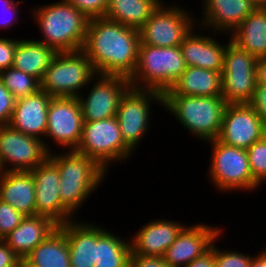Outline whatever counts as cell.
<instances>
[{
    "instance_id": "6da1fadb",
    "label": "cell",
    "mask_w": 266,
    "mask_h": 267,
    "mask_svg": "<svg viewBox=\"0 0 266 267\" xmlns=\"http://www.w3.org/2000/svg\"><path fill=\"white\" fill-rule=\"evenodd\" d=\"M139 30L105 17L91 18L82 51L101 75L130 78L138 62Z\"/></svg>"
},
{
    "instance_id": "7a4b0ae2",
    "label": "cell",
    "mask_w": 266,
    "mask_h": 267,
    "mask_svg": "<svg viewBox=\"0 0 266 267\" xmlns=\"http://www.w3.org/2000/svg\"><path fill=\"white\" fill-rule=\"evenodd\" d=\"M30 13L41 31V39L37 41L46 44L56 53L83 49L90 19L73 5L59 0L32 7Z\"/></svg>"
},
{
    "instance_id": "3957f363",
    "label": "cell",
    "mask_w": 266,
    "mask_h": 267,
    "mask_svg": "<svg viewBox=\"0 0 266 267\" xmlns=\"http://www.w3.org/2000/svg\"><path fill=\"white\" fill-rule=\"evenodd\" d=\"M56 151L49 153L48 158L58 168L61 203L73 216H78L76 212L102 185L108 172L95 160L76 150L58 151V154Z\"/></svg>"
},
{
    "instance_id": "277c9868",
    "label": "cell",
    "mask_w": 266,
    "mask_h": 267,
    "mask_svg": "<svg viewBox=\"0 0 266 267\" xmlns=\"http://www.w3.org/2000/svg\"><path fill=\"white\" fill-rule=\"evenodd\" d=\"M226 106L222 96L163 95V109L204 143L217 139Z\"/></svg>"
},
{
    "instance_id": "5b68a950",
    "label": "cell",
    "mask_w": 266,
    "mask_h": 267,
    "mask_svg": "<svg viewBox=\"0 0 266 267\" xmlns=\"http://www.w3.org/2000/svg\"><path fill=\"white\" fill-rule=\"evenodd\" d=\"M186 68L180 45L155 47L139 44L137 66L129 81L133 88L164 94Z\"/></svg>"
},
{
    "instance_id": "8992f818",
    "label": "cell",
    "mask_w": 266,
    "mask_h": 267,
    "mask_svg": "<svg viewBox=\"0 0 266 267\" xmlns=\"http://www.w3.org/2000/svg\"><path fill=\"white\" fill-rule=\"evenodd\" d=\"M205 143L211 147L207 176L216 191L229 194L237 193V190L255 191L262 187L253 179L246 149L226 145L217 139Z\"/></svg>"
},
{
    "instance_id": "52a82bcc",
    "label": "cell",
    "mask_w": 266,
    "mask_h": 267,
    "mask_svg": "<svg viewBox=\"0 0 266 267\" xmlns=\"http://www.w3.org/2000/svg\"><path fill=\"white\" fill-rule=\"evenodd\" d=\"M96 75L82 50L56 53L40 81V89L52 97H78L90 88L88 84Z\"/></svg>"
},
{
    "instance_id": "ba28073f",
    "label": "cell",
    "mask_w": 266,
    "mask_h": 267,
    "mask_svg": "<svg viewBox=\"0 0 266 267\" xmlns=\"http://www.w3.org/2000/svg\"><path fill=\"white\" fill-rule=\"evenodd\" d=\"M76 151L95 160L107 172L114 163L130 159L134 152L124 142L116 116L84 122Z\"/></svg>"
},
{
    "instance_id": "9c48e42d",
    "label": "cell",
    "mask_w": 266,
    "mask_h": 267,
    "mask_svg": "<svg viewBox=\"0 0 266 267\" xmlns=\"http://www.w3.org/2000/svg\"><path fill=\"white\" fill-rule=\"evenodd\" d=\"M153 102L163 108V94L155 90L133 87H130L120 100L116 118L124 142L134 152L150 131Z\"/></svg>"
},
{
    "instance_id": "30bf717a",
    "label": "cell",
    "mask_w": 266,
    "mask_h": 267,
    "mask_svg": "<svg viewBox=\"0 0 266 267\" xmlns=\"http://www.w3.org/2000/svg\"><path fill=\"white\" fill-rule=\"evenodd\" d=\"M165 3L164 1L139 29L140 44L155 47L179 46L197 26L198 18L193 16L192 11L177 3Z\"/></svg>"
},
{
    "instance_id": "8fae6325",
    "label": "cell",
    "mask_w": 266,
    "mask_h": 267,
    "mask_svg": "<svg viewBox=\"0 0 266 267\" xmlns=\"http://www.w3.org/2000/svg\"><path fill=\"white\" fill-rule=\"evenodd\" d=\"M227 39L221 71V96L227 104L249 103L257 84V57L240 49L230 36Z\"/></svg>"
},
{
    "instance_id": "7c38bea8",
    "label": "cell",
    "mask_w": 266,
    "mask_h": 267,
    "mask_svg": "<svg viewBox=\"0 0 266 267\" xmlns=\"http://www.w3.org/2000/svg\"><path fill=\"white\" fill-rule=\"evenodd\" d=\"M83 116L77 97H52L47 114V130L44 145L49 153L52 148L48 139L66 150H76L83 130Z\"/></svg>"
},
{
    "instance_id": "4fadbf2b",
    "label": "cell",
    "mask_w": 266,
    "mask_h": 267,
    "mask_svg": "<svg viewBox=\"0 0 266 267\" xmlns=\"http://www.w3.org/2000/svg\"><path fill=\"white\" fill-rule=\"evenodd\" d=\"M88 85L91 87L88 95L84 93L77 97L84 122L116 116L122 96L131 87L129 78L101 74H97Z\"/></svg>"
},
{
    "instance_id": "5bb4252c",
    "label": "cell",
    "mask_w": 266,
    "mask_h": 267,
    "mask_svg": "<svg viewBox=\"0 0 266 267\" xmlns=\"http://www.w3.org/2000/svg\"><path fill=\"white\" fill-rule=\"evenodd\" d=\"M49 156L44 142L9 125L0 126V164L4 172L32 171Z\"/></svg>"
},
{
    "instance_id": "9a60e30c",
    "label": "cell",
    "mask_w": 266,
    "mask_h": 267,
    "mask_svg": "<svg viewBox=\"0 0 266 267\" xmlns=\"http://www.w3.org/2000/svg\"><path fill=\"white\" fill-rule=\"evenodd\" d=\"M266 135V124L249 103L227 104L217 140L248 149Z\"/></svg>"
},
{
    "instance_id": "2e32d148",
    "label": "cell",
    "mask_w": 266,
    "mask_h": 267,
    "mask_svg": "<svg viewBox=\"0 0 266 267\" xmlns=\"http://www.w3.org/2000/svg\"><path fill=\"white\" fill-rule=\"evenodd\" d=\"M34 179L36 215L51 219L58 226L74 217L61 203L60 175L57 166L47 158L32 171Z\"/></svg>"
},
{
    "instance_id": "e0dca14e",
    "label": "cell",
    "mask_w": 266,
    "mask_h": 267,
    "mask_svg": "<svg viewBox=\"0 0 266 267\" xmlns=\"http://www.w3.org/2000/svg\"><path fill=\"white\" fill-rule=\"evenodd\" d=\"M223 229L211 224L197 223L181 230L176 240L164 253V260L172 267H185L211 248Z\"/></svg>"
},
{
    "instance_id": "ac0fdd59",
    "label": "cell",
    "mask_w": 266,
    "mask_h": 267,
    "mask_svg": "<svg viewBox=\"0 0 266 267\" xmlns=\"http://www.w3.org/2000/svg\"><path fill=\"white\" fill-rule=\"evenodd\" d=\"M203 7L198 31H210L229 36L257 7L251 0H201ZM229 31V32H228ZM227 33V34H226Z\"/></svg>"
},
{
    "instance_id": "d6986e66",
    "label": "cell",
    "mask_w": 266,
    "mask_h": 267,
    "mask_svg": "<svg viewBox=\"0 0 266 267\" xmlns=\"http://www.w3.org/2000/svg\"><path fill=\"white\" fill-rule=\"evenodd\" d=\"M198 25L185 37L180 44V49L187 67H198L212 71H222L224 52L228 43H222L216 32L199 33ZM197 32V33H196ZM214 35V36H213ZM220 41V42H219Z\"/></svg>"
},
{
    "instance_id": "ffe728a7",
    "label": "cell",
    "mask_w": 266,
    "mask_h": 267,
    "mask_svg": "<svg viewBox=\"0 0 266 267\" xmlns=\"http://www.w3.org/2000/svg\"><path fill=\"white\" fill-rule=\"evenodd\" d=\"M51 99V95L40 89L28 97L16 100L8 125L28 136L44 141Z\"/></svg>"
},
{
    "instance_id": "44dd1931",
    "label": "cell",
    "mask_w": 266,
    "mask_h": 267,
    "mask_svg": "<svg viewBox=\"0 0 266 267\" xmlns=\"http://www.w3.org/2000/svg\"><path fill=\"white\" fill-rule=\"evenodd\" d=\"M142 226L129 238L131 254L163 257L186 225L180 221L160 218Z\"/></svg>"
},
{
    "instance_id": "7402d4cb",
    "label": "cell",
    "mask_w": 266,
    "mask_h": 267,
    "mask_svg": "<svg viewBox=\"0 0 266 267\" xmlns=\"http://www.w3.org/2000/svg\"><path fill=\"white\" fill-rule=\"evenodd\" d=\"M78 218L58 226L66 235L70 252L71 267H94L97 236L105 229L89 220ZM89 221V223H88ZM104 227V228H103Z\"/></svg>"
},
{
    "instance_id": "603a6c76",
    "label": "cell",
    "mask_w": 266,
    "mask_h": 267,
    "mask_svg": "<svg viewBox=\"0 0 266 267\" xmlns=\"http://www.w3.org/2000/svg\"><path fill=\"white\" fill-rule=\"evenodd\" d=\"M35 185L29 171L3 172L0 175V199L23 216H35Z\"/></svg>"
},
{
    "instance_id": "cb8c5ba5",
    "label": "cell",
    "mask_w": 266,
    "mask_h": 267,
    "mask_svg": "<svg viewBox=\"0 0 266 267\" xmlns=\"http://www.w3.org/2000/svg\"><path fill=\"white\" fill-rule=\"evenodd\" d=\"M58 227L44 216H25L3 240L21 259L44 241Z\"/></svg>"
},
{
    "instance_id": "d4e9b609",
    "label": "cell",
    "mask_w": 266,
    "mask_h": 267,
    "mask_svg": "<svg viewBox=\"0 0 266 267\" xmlns=\"http://www.w3.org/2000/svg\"><path fill=\"white\" fill-rule=\"evenodd\" d=\"M221 71L187 67L163 95L221 96Z\"/></svg>"
},
{
    "instance_id": "484cf974",
    "label": "cell",
    "mask_w": 266,
    "mask_h": 267,
    "mask_svg": "<svg viewBox=\"0 0 266 267\" xmlns=\"http://www.w3.org/2000/svg\"><path fill=\"white\" fill-rule=\"evenodd\" d=\"M56 52L37 39H18L12 67L42 80Z\"/></svg>"
},
{
    "instance_id": "4316f807",
    "label": "cell",
    "mask_w": 266,
    "mask_h": 267,
    "mask_svg": "<svg viewBox=\"0 0 266 267\" xmlns=\"http://www.w3.org/2000/svg\"><path fill=\"white\" fill-rule=\"evenodd\" d=\"M240 49L258 57L266 56V8H256L230 34Z\"/></svg>"
},
{
    "instance_id": "83f0119b",
    "label": "cell",
    "mask_w": 266,
    "mask_h": 267,
    "mask_svg": "<svg viewBox=\"0 0 266 267\" xmlns=\"http://www.w3.org/2000/svg\"><path fill=\"white\" fill-rule=\"evenodd\" d=\"M163 0H109L105 18L139 30Z\"/></svg>"
},
{
    "instance_id": "f1b7e54d",
    "label": "cell",
    "mask_w": 266,
    "mask_h": 267,
    "mask_svg": "<svg viewBox=\"0 0 266 267\" xmlns=\"http://www.w3.org/2000/svg\"><path fill=\"white\" fill-rule=\"evenodd\" d=\"M24 259L34 267H71L65 233L57 227Z\"/></svg>"
},
{
    "instance_id": "f546056e",
    "label": "cell",
    "mask_w": 266,
    "mask_h": 267,
    "mask_svg": "<svg viewBox=\"0 0 266 267\" xmlns=\"http://www.w3.org/2000/svg\"><path fill=\"white\" fill-rule=\"evenodd\" d=\"M106 229L97 236L94 267H129L130 239L120 238Z\"/></svg>"
},
{
    "instance_id": "4dcf8cb0",
    "label": "cell",
    "mask_w": 266,
    "mask_h": 267,
    "mask_svg": "<svg viewBox=\"0 0 266 267\" xmlns=\"http://www.w3.org/2000/svg\"><path fill=\"white\" fill-rule=\"evenodd\" d=\"M0 80L15 100L28 97L40 90V82L35 77L13 67L0 71Z\"/></svg>"
},
{
    "instance_id": "1f68e13d",
    "label": "cell",
    "mask_w": 266,
    "mask_h": 267,
    "mask_svg": "<svg viewBox=\"0 0 266 267\" xmlns=\"http://www.w3.org/2000/svg\"><path fill=\"white\" fill-rule=\"evenodd\" d=\"M249 166L253 179L261 186L266 183V135L248 149Z\"/></svg>"
},
{
    "instance_id": "d6a6232c",
    "label": "cell",
    "mask_w": 266,
    "mask_h": 267,
    "mask_svg": "<svg viewBox=\"0 0 266 267\" xmlns=\"http://www.w3.org/2000/svg\"><path fill=\"white\" fill-rule=\"evenodd\" d=\"M219 237H222L220 234L215 239V266L216 267H249L252 256L251 254H245L241 253L240 251H237L233 249H220L218 247V244H216L217 241L220 240ZM219 239V240H218ZM217 245V246H216Z\"/></svg>"
},
{
    "instance_id": "836d02e7",
    "label": "cell",
    "mask_w": 266,
    "mask_h": 267,
    "mask_svg": "<svg viewBox=\"0 0 266 267\" xmlns=\"http://www.w3.org/2000/svg\"><path fill=\"white\" fill-rule=\"evenodd\" d=\"M23 216L9 203L0 199V239H4L22 221Z\"/></svg>"
},
{
    "instance_id": "e575fe53",
    "label": "cell",
    "mask_w": 266,
    "mask_h": 267,
    "mask_svg": "<svg viewBox=\"0 0 266 267\" xmlns=\"http://www.w3.org/2000/svg\"><path fill=\"white\" fill-rule=\"evenodd\" d=\"M24 0H0V29L8 31L14 25H18L19 18V6L24 4ZM8 13V14H7ZM10 14V15H9ZM9 15V16H8ZM18 18V19H17ZM5 29V30H4Z\"/></svg>"
},
{
    "instance_id": "d590c367",
    "label": "cell",
    "mask_w": 266,
    "mask_h": 267,
    "mask_svg": "<svg viewBox=\"0 0 266 267\" xmlns=\"http://www.w3.org/2000/svg\"><path fill=\"white\" fill-rule=\"evenodd\" d=\"M73 5L89 19L104 17L109 0H65Z\"/></svg>"
},
{
    "instance_id": "8d00e7d4",
    "label": "cell",
    "mask_w": 266,
    "mask_h": 267,
    "mask_svg": "<svg viewBox=\"0 0 266 267\" xmlns=\"http://www.w3.org/2000/svg\"><path fill=\"white\" fill-rule=\"evenodd\" d=\"M14 38L0 37V71L11 68L13 65L18 43L17 37Z\"/></svg>"
},
{
    "instance_id": "74e56055",
    "label": "cell",
    "mask_w": 266,
    "mask_h": 267,
    "mask_svg": "<svg viewBox=\"0 0 266 267\" xmlns=\"http://www.w3.org/2000/svg\"><path fill=\"white\" fill-rule=\"evenodd\" d=\"M15 102L13 95L0 80V126L9 124Z\"/></svg>"
},
{
    "instance_id": "f35d334b",
    "label": "cell",
    "mask_w": 266,
    "mask_h": 267,
    "mask_svg": "<svg viewBox=\"0 0 266 267\" xmlns=\"http://www.w3.org/2000/svg\"><path fill=\"white\" fill-rule=\"evenodd\" d=\"M129 267H172L161 256L131 254Z\"/></svg>"
},
{
    "instance_id": "ab89813d",
    "label": "cell",
    "mask_w": 266,
    "mask_h": 267,
    "mask_svg": "<svg viewBox=\"0 0 266 267\" xmlns=\"http://www.w3.org/2000/svg\"><path fill=\"white\" fill-rule=\"evenodd\" d=\"M249 104L256 111L260 119L266 124V84H256L252 100Z\"/></svg>"
},
{
    "instance_id": "60d3db41",
    "label": "cell",
    "mask_w": 266,
    "mask_h": 267,
    "mask_svg": "<svg viewBox=\"0 0 266 267\" xmlns=\"http://www.w3.org/2000/svg\"><path fill=\"white\" fill-rule=\"evenodd\" d=\"M20 259L7 243L0 239V267H16Z\"/></svg>"
},
{
    "instance_id": "b9f144b4",
    "label": "cell",
    "mask_w": 266,
    "mask_h": 267,
    "mask_svg": "<svg viewBox=\"0 0 266 267\" xmlns=\"http://www.w3.org/2000/svg\"><path fill=\"white\" fill-rule=\"evenodd\" d=\"M185 267H216L215 266V240L211 248L200 257H197Z\"/></svg>"
},
{
    "instance_id": "7bdbcfd3",
    "label": "cell",
    "mask_w": 266,
    "mask_h": 267,
    "mask_svg": "<svg viewBox=\"0 0 266 267\" xmlns=\"http://www.w3.org/2000/svg\"><path fill=\"white\" fill-rule=\"evenodd\" d=\"M256 78H257V83L266 84V56L257 58Z\"/></svg>"
},
{
    "instance_id": "ee69618b",
    "label": "cell",
    "mask_w": 266,
    "mask_h": 267,
    "mask_svg": "<svg viewBox=\"0 0 266 267\" xmlns=\"http://www.w3.org/2000/svg\"><path fill=\"white\" fill-rule=\"evenodd\" d=\"M249 267H266V249L263 248L257 255L252 256Z\"/></svg>"
},
{
    "instance_id": "f6af8a7d",
    "label": "cell",
    "mask_w": 266,
    "mask_h": 267,
    "mask_svg": "<svg viewBox=\"0 0 266 267\" xmlns=\"http://www.w3.org/2000/svg\"><path fill=\"white\" fill-rule=\"evenodd\" d=\"M257 8H266V0H251Z\"/></svg>"
},
{
    "instance_id": "bcb514c9",
    "label": "cell",
    "mask_w": 266,
    "mask_h": 267,
    "mask_svg": "<svg viewBox=\"0 0 266 267\" xmlns=\"http://www.w3.org/2000/svg\"><path fill=\"white\" fill-rule=\"evenodd\" d=\"M16 267H34L31 265L27 260L25 259H20L16 265Z\"/></svg>"
},
{
    "instance_id": "7dc6e473",
    "label": "cell",
    "mask_w": 266,
    "mask_h": 267,
    "mask_svg": "<svg viewBox=\"0 0 266 267\" xmlns=\"http://www.w3.org/2000/svg\"><path fill=\"white\" fill-rule=\"evenodd\" d=\"M4 171H3V168H2V166H1V164H0V175L3 173Z\"/></svg>"
}]
</instances>
